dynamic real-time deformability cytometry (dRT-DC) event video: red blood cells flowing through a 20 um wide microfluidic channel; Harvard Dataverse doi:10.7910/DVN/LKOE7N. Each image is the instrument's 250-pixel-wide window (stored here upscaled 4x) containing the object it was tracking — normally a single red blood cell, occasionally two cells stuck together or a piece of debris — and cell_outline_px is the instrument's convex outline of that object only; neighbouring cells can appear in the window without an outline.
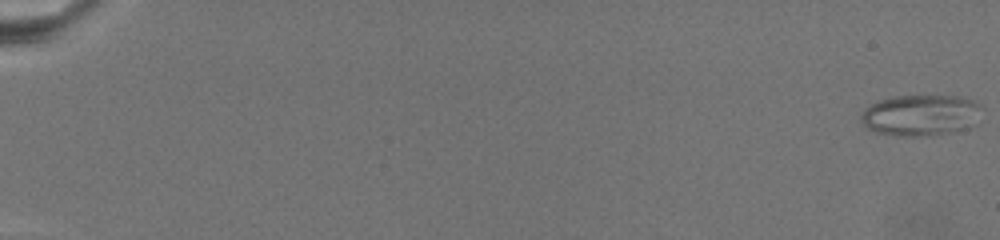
{"species": "common noctule bat (a hibernating species)", "species_latin": "Nyctalus noctula", "temperature_condition": "warm", "stored_images_in_passage": 23, "camera_frame_rate_fps": 3000, "um_per_image_px": 0.085, "animal": {"sex": "female", "body_mass_g": 19.5, "forearm_length_mm": 54.1}, "frame": {"image": 1, "passage_image": 1, "time_ms": 0.0, "image_size_px": [1000, 240], "cell_outline_px": [[984, 108], [960, 128], [944, 132], [924, 136], [900, 136], [876, 132], [868, 128], [860, 120], [860, 116], [864, 108], [880, 100], [900, 96], [956, 96], [976, 100]], "centroid_in_image_um": [78.15, 9.76], "position_along_channel_um": 6.9, "area_um2": 27.92}}
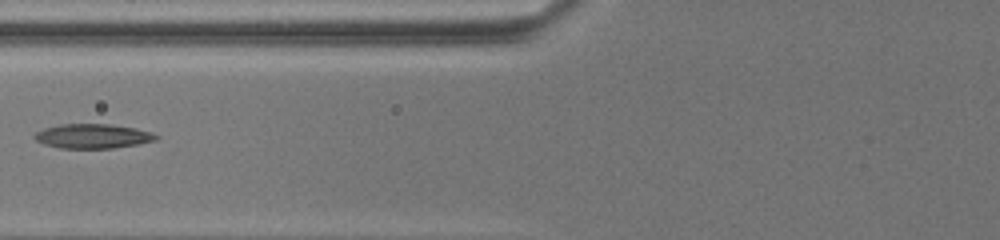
{"frame": {"image": 2, "passage_image": 20, "time_ms": 11.333, "image_size_px": [1000, 240], "cell_outline_px": [[160, 136], [156, 140], [136, 144], [112, 148], [60, 148], [44, 144], [36, 140], [32, 136], [36, 132], [44, 128], [60, 124], [108, 124], [136, 128], [152, 132]], "centroid_in_image_um": [7.88, 11.57], "position_along_channel_um": 117.9, "area_um2": 17.28}}
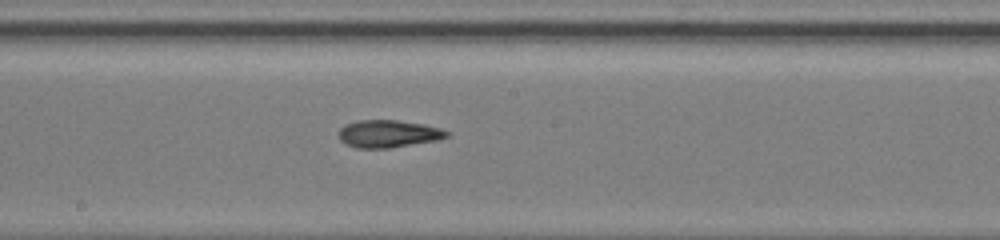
{"frame": {"image": 3, "passage_image": 23, "time_ms": 14.667, "image_size_px": [1000, 240], "cell_outline_px": [[448, 136], [436, 140], [388, 148], [356, 148], [344, 144], [340, 140], [340, 128], [344, 124], [360, 120], [396, 120], [424, 124], [440, 128], [448, 132]], "centroid_in_image_um": [32.97, 11.37], "position_along_channel_um": 215.2, "area_um2": 17.17}}